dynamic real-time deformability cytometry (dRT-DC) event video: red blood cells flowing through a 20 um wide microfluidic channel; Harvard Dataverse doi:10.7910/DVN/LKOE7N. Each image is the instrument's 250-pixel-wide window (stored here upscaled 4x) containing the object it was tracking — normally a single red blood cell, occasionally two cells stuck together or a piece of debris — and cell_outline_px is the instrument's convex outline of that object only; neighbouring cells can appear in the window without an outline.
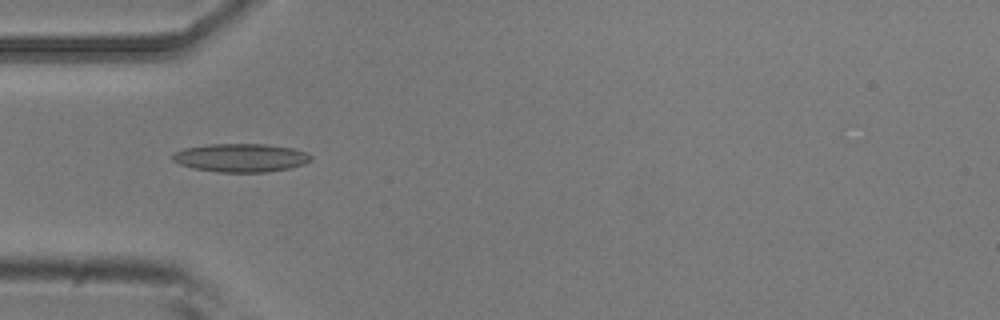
{"species": "common noctule bat (a hibernating species)", "species_latin": "Nyctalus noctula", "temperature_condition": "room temperature", "stored_images_in_passage": 4, "camera_frame_rate_fps": 3000, "um_per_image_px": 0.085, "animal": {"sex": "male", "body_mass_g": 20.5, "forearm_length_mm": 52.5}, "frame": {"image": 1, "passage_image": 3, "time_ms": 0.667, "image_size_px": [1000, 320], "cell_outline_px": [[312, 160], [304, 164], [288, 168], [268, 172], [216, 172], [192, 168], [180, 164], [172, 160], [172, 156], [176, 152], [184, 148], [208, 144], [268, 144], [292, 148], [308, 152], [312, 156]], "centroid_in_image_um": [20.49, 13.41], "position_along_channel_um": 64.5, "area_um2": 23.0}}
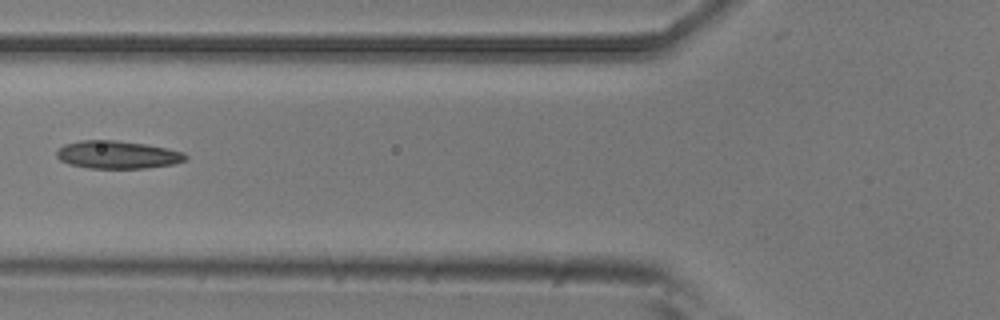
{"frame": {"image": 2, "passage_image": 4, "time_ms": 1.0, "image_size_px": [1000, 320], "cell_outline_px": [[188, 160], [172, 164], [148, 168], [88, 168], [68, 164], [60, 160], [56, 156], [56, 152], [64, 144], [80, 140], [116, 140], [144, 144], [168, 148], [184, 152], [188, 156]], "centroid_in_image_um": [10.0, 13.15], "position_along_channel_um": 115.8, "area_um2": 21.04}}